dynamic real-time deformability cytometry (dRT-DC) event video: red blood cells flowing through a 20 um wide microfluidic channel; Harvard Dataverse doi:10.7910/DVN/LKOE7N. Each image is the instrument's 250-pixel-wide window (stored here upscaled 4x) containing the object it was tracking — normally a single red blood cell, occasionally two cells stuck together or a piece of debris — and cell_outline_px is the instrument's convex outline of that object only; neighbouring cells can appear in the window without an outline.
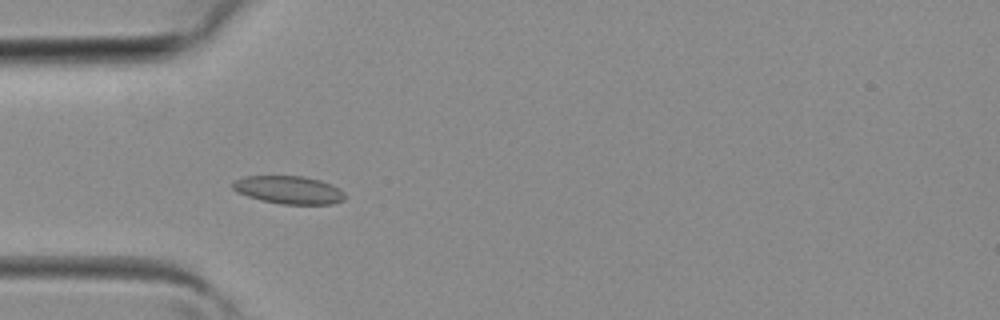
{"species": "common noctule bat (a hibernating species)", "species_latin": "Nyctalus noctula", "temperature_condition": "room temperature", "stored_images_in_passage": 34, "camera_frame_rate_fps": 3000, "um_per_image_px": 0.085, "animal": {"sex": "female", "body_mass_g": 19.3, "forearm_length_mm": 54.1}, "frame": {"image": 1, "passage_image": 6, "time_ms": 1.667, "image_size_px": [1000, 320], "cell_outline_px": [[344, 200], [332, 204], [280, 204], [260, 200], [236, 192], [232, 188], [232, 184], [236, 180], [244, 176], [304, 176], [320, 180], [332, 184], [340, 188], [344, 192]], "centroid_in_image_um": [24.56, 16.14], "position_along_channel_um": 60.4, "area_um2": 18.38}}
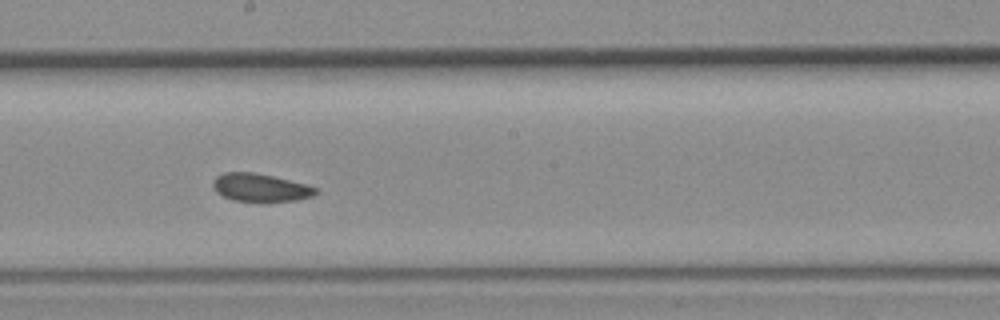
{"frame": {"image": 2, "passage_image": 16, "time_ms": 5.0, "image_size_px": [1000, 320], "cell_outline_px": [[316, 192], [312, 196], [296, 200], [232, 200], [216, 192], [212, 184], [212, 180], [216, 176], [224, 172], [252, 172], [272, 176], [308, 184], [316, 188]], "centroid_in_image_um": [22.09, 15.91], "position_along_channel_um": 226.1, "area_um2": 16.36}}
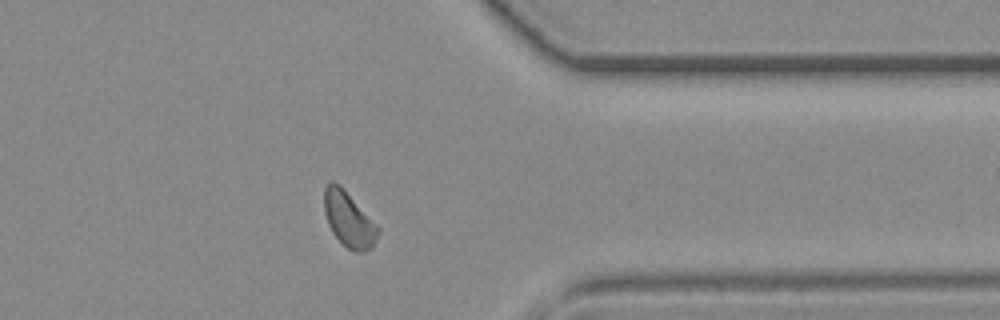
{"frame": {"image": 3, "passage_image": 26, "time_ms": 8.333, "image_size_px": [1000, 320], "cell_outline_px": [[380, 232], [372, 248], [364, 252], [356, 252], [348, 248], [332, 232], [328, 224], [324, 212], [324, 188], [332, 180], [340, 184], [344, 188], [380, 228]], "centroid_in_image_um": [29.66, 18.64], "position_along_channel_um": 381.7, "area_um2": 17.34}}